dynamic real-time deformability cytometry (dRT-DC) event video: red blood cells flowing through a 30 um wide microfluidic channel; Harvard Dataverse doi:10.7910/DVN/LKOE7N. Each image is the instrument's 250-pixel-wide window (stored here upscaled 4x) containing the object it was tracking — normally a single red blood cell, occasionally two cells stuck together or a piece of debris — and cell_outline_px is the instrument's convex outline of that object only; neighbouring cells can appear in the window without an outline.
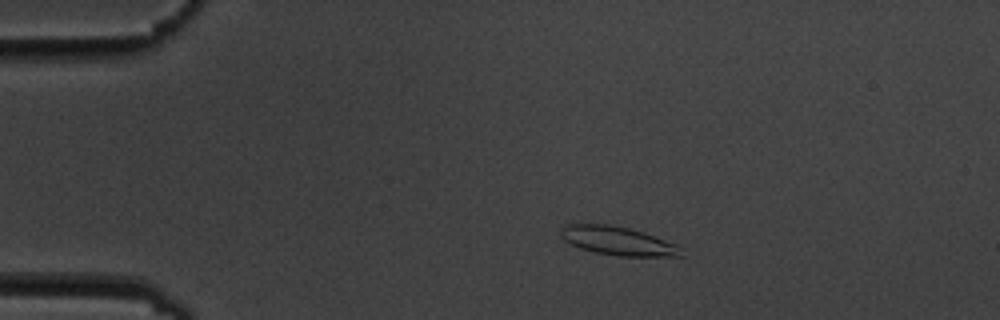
{"species": "common noctule bat (a hibernating species)", "species_latin": "Nyctalus noctula", "temperature_condition": "cold", "stored_images_in_passage": 5, "camera_frame_rate_fps": 3000, "um_per_image_px": 0.085, "animal": {"sex": "male", "body_mass_g": 19.5, "forearm_length_mm": 54.6}, "frame": {"image": 1, "passage_image": 4, "time_ms": 3.333, "image_size_px": [1000, 320], "cell_outline_px": [[684, 256], [616, 256], [596, 252], [580, 248], [564, 240], [560, 236], [560, 228], [564, 224], [608, 224], [628, 228], [644, 232], [676, 244]], "centroid_in_image_um": [52.47, 20.47], "position_along_channel_um": 32.5, "area_um2": 20.0}}